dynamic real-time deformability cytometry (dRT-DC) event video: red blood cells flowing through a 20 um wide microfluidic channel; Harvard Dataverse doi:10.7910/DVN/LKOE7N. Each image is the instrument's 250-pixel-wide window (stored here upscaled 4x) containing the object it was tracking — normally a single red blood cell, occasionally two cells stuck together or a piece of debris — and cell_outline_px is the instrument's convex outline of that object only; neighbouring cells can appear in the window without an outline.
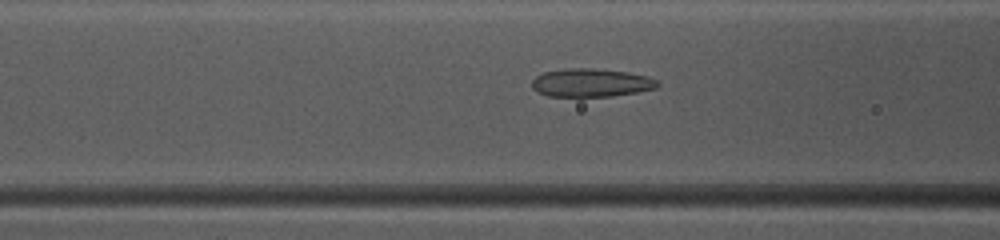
{"species": "common noctule bat (a hibernating species)", "species_latin": "Nyctalus noctula", "temperature_condition": "warm", "stored_images_in_passage": 50, "camera_frame_rate_fps": 3000, "um_per_image_px": 0.085, "animal": {"sex": "female", "body_mass_g": 10.0, "forearm_length_mm": 53.1}, "frame": {"image": 1, "passage_image": 20, "time_ms": 6.333, "image_size_px": [1000, 240], "cell_outline_px": [[660, 84], [656, 88], [636, 92], [612, 96], [548, 96], [536, 92], [532, 88], [532, 80], [536, 76], [544, 72], [568, 68], [592, 68], [628, 72], [648, 76], [656, 80]], "centroid_in_image_um": [50.23, 7.03], "position_along_channel_um": 116.4, "area_um2": 20.69}}
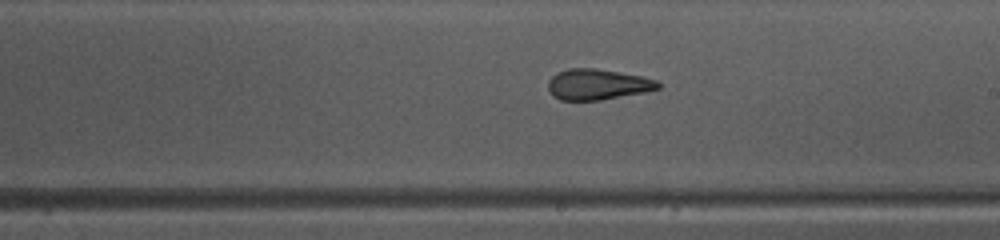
{"frame": {"image": 2, "passage_image": 29, "time_ms": 9.333, "image_size_px": [1000, 240], "cell_outline_px": [[660, 88], [644, 92], [600, 100], [560, 100], [552, 96], [548, 88], [548, 80], [556, 72], [568, 68], [596, 68], [640, 76], [656, 80], [660, 84]], "centroid_in_image_um": [50.74, 7.17], "position_along_channel_um": 238.3, "area_um2": 19.65}}
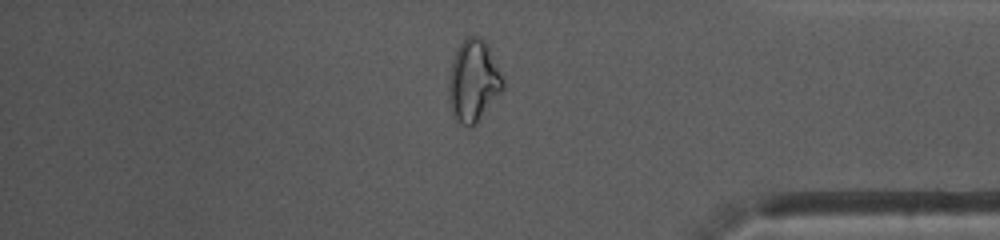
{"frame": {"image": 3, "passage_image": 42, "time_ms": 13.667, "image_size_px": [1000, 240], "cell_outline_px": [[504, 92], [476, 124], [472, 128], [460, 124], [456, 120], [452, 112], [448, 100], [448, 80], [452, 60], [456, 48], [468, 36], [480, 36], [488, 44], [504, 80]], "centroid_in_image_um": [40.25, 6.91], "position_along_channel_um": 394.9, "area_um2": 26.53}, "authors_computed_cell_mechanics": {"area_um2": 22.4553, "velocity_mm_per_s": 4.0409, "shape_relaxation_time_tau1_ms": null, "shape_relaxation_time_tau2_ms": 1.7056, "deformation_change_tau1": null, "deformation_change_tau2": 0.0922}}